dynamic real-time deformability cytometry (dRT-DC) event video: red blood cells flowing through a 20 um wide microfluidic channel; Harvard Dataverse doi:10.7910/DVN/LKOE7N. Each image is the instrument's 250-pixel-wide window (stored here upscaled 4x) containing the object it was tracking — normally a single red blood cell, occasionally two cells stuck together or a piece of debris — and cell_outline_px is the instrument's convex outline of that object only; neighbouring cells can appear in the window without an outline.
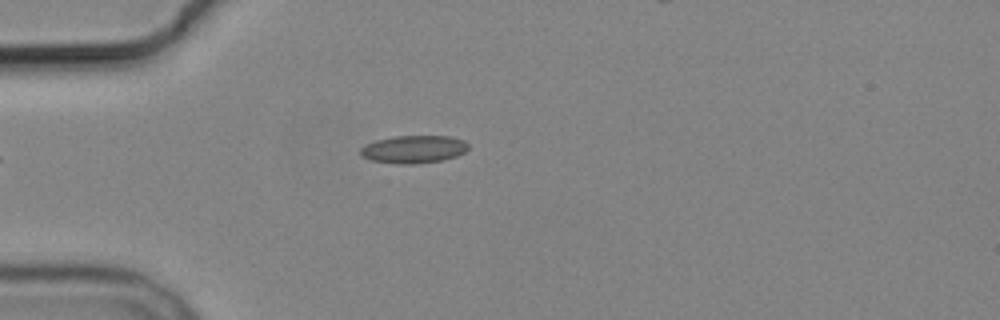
{"species": "common noctule bat (a hibernating species)", "species_latin": "Nyctalus noctula", "temperature_condition": "cold", "stored_images_in_passage": 1, "camera_frame_rate_fps": 3000, "um_per_image_px": 0.085, "animal": {"sex": "male", "body_mass_g": 19.2, "forearm_length_mm": 51.8}, "frame": {"image": 1, "passage_image": 1, "time_ms": 0.0, "image_size_px": [1000, 320], "cell_outline_px": [[468, 148], [464, 152], [456, 156], [444, 160], [416, 164], [396, 164], [372, 160], [364, 156], [360, 152], [360, 148], [364, 144], [376, 140], [392, 136], [452, 136], [464, 140], [468, 144]], "centroid_in_image_um": [35.17, 12.68], "position_along_channel_um": 49.8, "area_um2": 17.57}}